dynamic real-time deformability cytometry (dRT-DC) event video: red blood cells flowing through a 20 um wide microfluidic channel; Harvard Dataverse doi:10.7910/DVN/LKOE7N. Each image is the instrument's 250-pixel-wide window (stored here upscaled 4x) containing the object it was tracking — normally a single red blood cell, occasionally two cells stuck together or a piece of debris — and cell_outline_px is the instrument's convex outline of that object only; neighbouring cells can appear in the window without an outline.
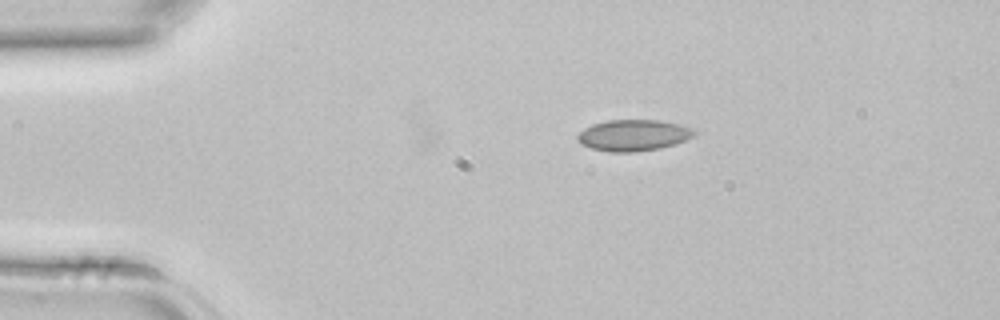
{"species": "common noctule bat (a hibernating species)", "species_latin": "Nyctalus noctula", "temperature_condition": "room temperature", "stored_images_in_passage": 5, "camera_frame_rate_fps": 3000, "um_per_image_px": 0.085, "animal": {"sex": "female", "body_mass_g": 22.7, "forearm_length_mm": 54.2}, "frame": {"image": 1, "passage_image": 1, "time_ms": 0.0, "image_size_px": [1000, 320], "cell_outline_px": [[696, 132], [692, 136], [676, 144], [660, 148], [636, 152], [608, 152], [592, 148], [580, 144], [576, 136], [584, 128], [592, 124], [608, 120], [660, 120], [680, 124], [692, 128]], "centroid_in_image_um": [53.82, 11.5], "position_along_channel_um": 31.2, "area_um2": 21.33}}